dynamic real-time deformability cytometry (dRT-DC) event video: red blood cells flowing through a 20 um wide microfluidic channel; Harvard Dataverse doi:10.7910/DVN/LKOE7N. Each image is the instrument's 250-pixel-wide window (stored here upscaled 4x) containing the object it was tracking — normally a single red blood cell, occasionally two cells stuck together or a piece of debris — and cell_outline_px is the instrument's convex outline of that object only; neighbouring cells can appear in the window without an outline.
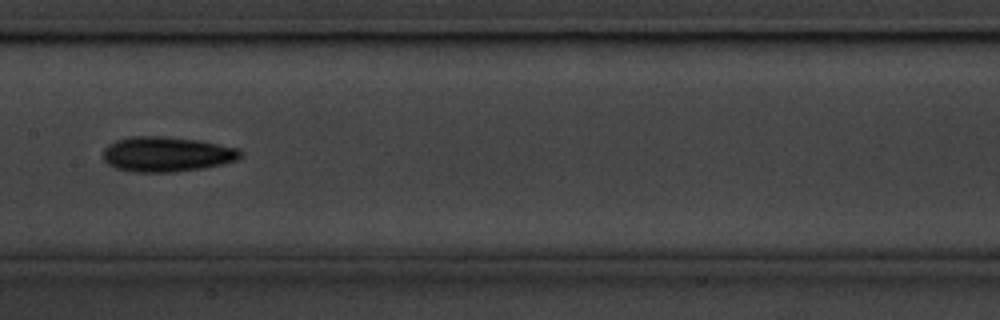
{"species": "common noctule bat (a hibernating species)", "species_latin": "Nyctalus noctula", "temperature_condition": "cold", "stored_images_in_passage": 8, "camera_frame_rate_fps": 3000, "um_per_image_px": 0.085, "animal": {"sex": "male", "body_mass_g": 20.1, "forearm_length_mm": 53.5}, "frame": {"image": 1, "passage_image": 7, "time_ms": 2.0, "image_size_px": [1000, 320], "cell_outline_px": [[240, 156], [236, 160], [204, 168], [172, 172], [132, 172], [116, 168], [108, 164], [104, 160], [104, 148], [108, 144], [116, 140], [132, 136], [160, 136], [200, 140], [240, 148]], "centroid_in_image_um": [14.15, 13.1], "position_along_channel_um": 193.2, "area_um2": 28.03}}
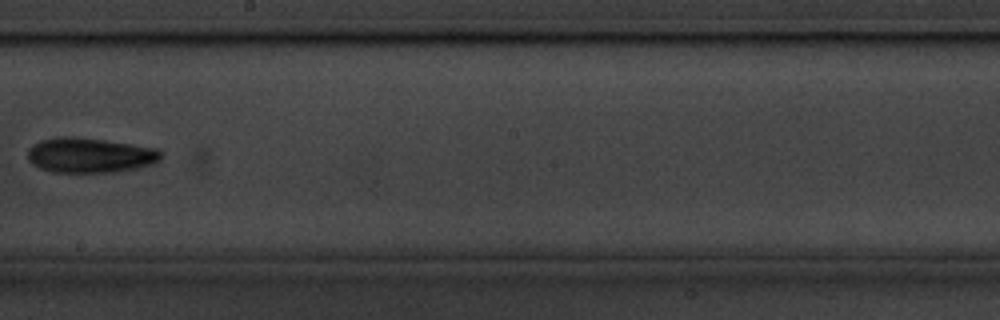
{"frame": {"image": 2, "passage_image": 8, "time_ms": 2.333, "image_size_px": [1000, 320], "cell_outline_px": [[160, 160], [156, 164], [116, 172], [52, 172], [40, 168], [32, 164], [28, 160], [28, 148], [32, 144], [40, 140], [56, 136], [76, 136], [104, 140], [156, 148], [160, 152]], "centroid_in_image_um": [7.6, 13.19], "position_along_channel_um": 240.6, "area_um2": 27.4}}